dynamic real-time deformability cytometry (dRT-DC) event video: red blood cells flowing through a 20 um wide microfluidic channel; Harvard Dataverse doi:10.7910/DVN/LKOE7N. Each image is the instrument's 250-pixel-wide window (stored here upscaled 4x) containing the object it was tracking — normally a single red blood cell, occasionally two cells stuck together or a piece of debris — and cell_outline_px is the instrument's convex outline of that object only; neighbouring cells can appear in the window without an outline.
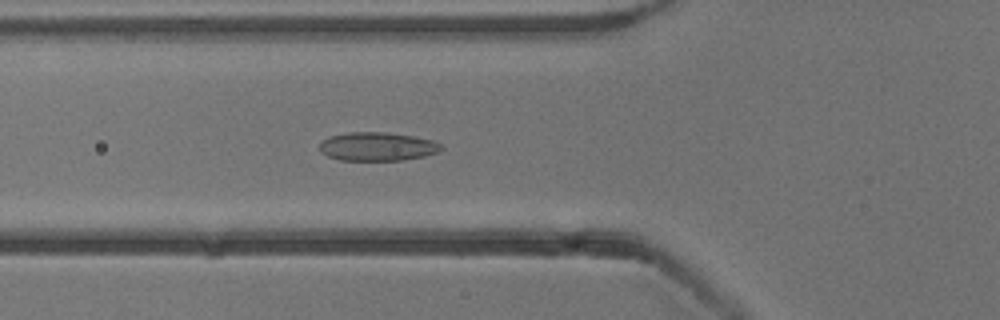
{"species": "common noctule bat (a hibernating species)", "species_latin": "Nyctalus noctula", "temperature_condition": "cold", "stored_images_in_passage": 54, "camera_frame_rate_fps": 3000, "um_per_image_px": 0.085, "animal": {"sex": "male", "body_mass_g": 13.3}, "frame": {"image": 1, "passage_image": 20, "time_ms": 6.333, "image_size_px": [1000, 320], "cell_outline_px": [[444, 148], [436, 152], [424, 156], [404, 160], [340, 160], [328, 156], [320, 152], [320, 144], [328, 136], [348, 132], [384, 132], [412, 136], [432, 140], [440, 144]], "centroid_in_image_um": [32.05, 12.45], "position_along_channel_um": 93.7, "area_um2": 20.17}}
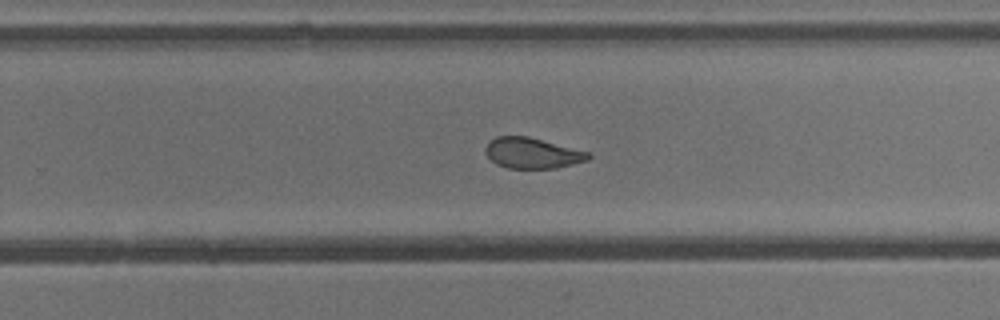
{"frame": {"image": 2, "passage_image": 35, "time_ms": 11.333, "image_size_px": [1000, 320], "cell_outline_px": [[592, 156], [588, 160], [556, 168], [508, 168], [496, 164], [484, 152], [484, 148], [496, 136], [528, 136], [592, 152]], "centroid_in_image_um": [45.28, 13.01], "position_along_channel_um": 284.5, "area_um2": 18.5}}
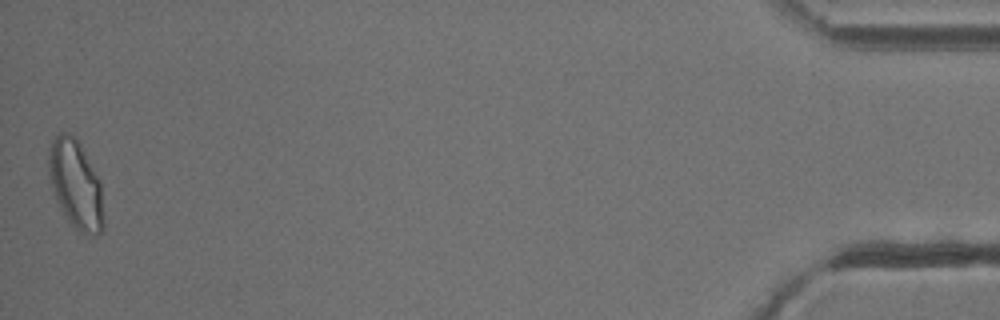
{"frame": {"image": 3, "passage_image": 54, "time_ms": 17.667, "image_size_px": [1000, 320], "cell_outline_px": [[104, 228], [96, 236], [80, 232], [68, 224], [56, 200], [52, 184], [48, 164], [48, 156], [52, 140], [60, 132], [68, 132], [76, 136], [100, 180], [104, 220]], "centroid_in_image_um": [6.45, 15.7], "position_along_channel_um": 428.7, "area_um2": 28.5}, "authors_computed_cell_mechanics": {"area_um2": 21.1837, "velocity_mm_per_s": 3.8144, "shape_relaxation_time_tau1_ms": 9.8408, "shape_relaxation_time_tau2_ms": 1.9886, "deformation_change_tau1": 0.1841, "deformation_change_tau2": 0.0704}}